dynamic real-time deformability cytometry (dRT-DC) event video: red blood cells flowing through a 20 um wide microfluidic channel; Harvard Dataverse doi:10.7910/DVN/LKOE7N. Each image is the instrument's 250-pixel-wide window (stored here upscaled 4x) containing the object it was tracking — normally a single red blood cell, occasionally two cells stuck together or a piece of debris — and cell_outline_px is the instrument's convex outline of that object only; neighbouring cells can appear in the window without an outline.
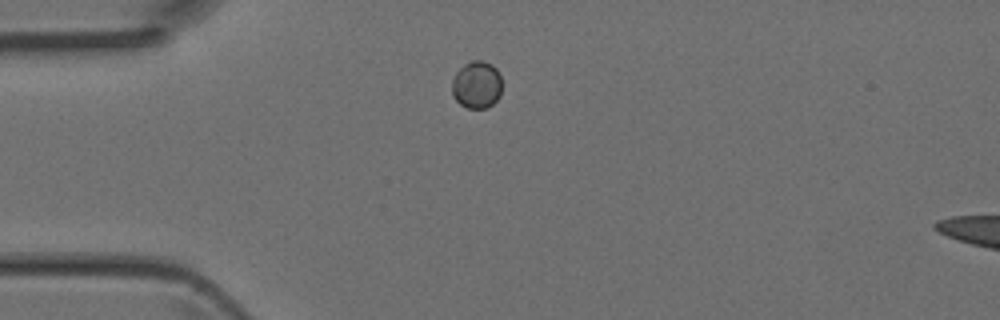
{"species": "Egyptian fruit bat (a non-hibernating species)", "species_latin": "Rousettus aegyptiacus", "temperature_condition": "room temperature", "stored_images_in_passage": 2, "segment_of_instrument_passage": [1, 2], "camera_frame_rate_fps": 3000, "um_per_image_px": 0.085, "animal": {"sex": "female"}, "frame": {"image": 1, "passage_image": 1, "time_ms": 0.0, "image_size_px": [1000, 320], "cell_outline_px": [[500, 96], [492, 104], [484, 108], [468, 108], [460, 104], [452, 96], [452, 80], [456, 72], [464, 64], [472, 60], [480, 60], [492, 64], [496, 68], [500, 76]], "centroid_in_image_um": [40.5, 7.2], "position_along_channel_um": 44.5, "area_um2": 13.76}}